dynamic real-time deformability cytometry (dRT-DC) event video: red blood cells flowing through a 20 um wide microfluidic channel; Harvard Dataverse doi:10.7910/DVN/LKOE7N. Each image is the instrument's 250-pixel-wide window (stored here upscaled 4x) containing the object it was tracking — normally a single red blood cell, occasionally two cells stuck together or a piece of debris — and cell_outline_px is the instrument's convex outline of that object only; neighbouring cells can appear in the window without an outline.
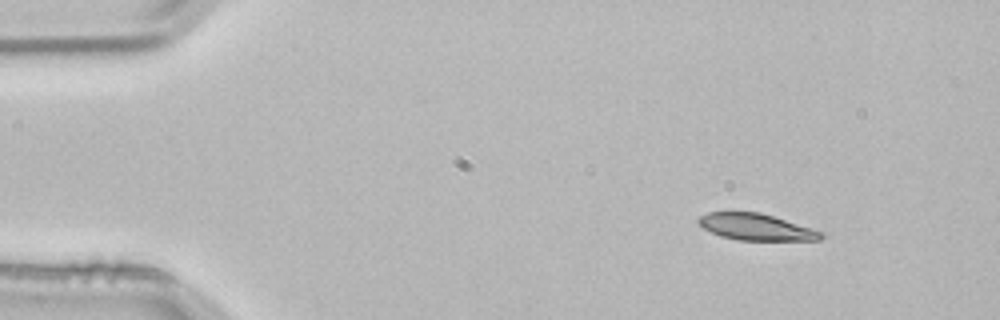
{"species": "common noctule bat (a hibernating species)", "species_latin": "Nyctalus noctula", "temperature_condition": "room temperature", "stored_images_in_passage": 3, "camera_frame_rate_fps": 3000, "um_per_image_px": 0.085, "animal": {"sex": "male", "body_mass_g": 21.5, "forearm_length_mm": 52.0}, "frame": {"image": 1, "passage_image": 1, "time_ms": 0.0, "image_size_px": [1000, 320], "cell_outline_px": [[824, 236], [820, 240], [740, 240], [720, 236], [704, 228], [696, 220], [700, 216], [708, 212], [760, 212], [820, 232]], "centroid_in_image_um": [64.19, 19.29], "position_along_channel_um": 20.8, "area_um2": 18.44}}
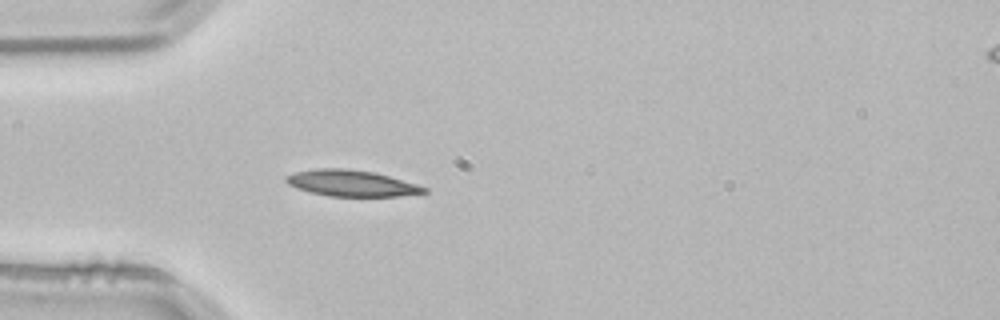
{"frame": {"image": 2, "passage_image": 3, "time_ms": 0.667, "image_size_px": [1000, 320], "cell_outline_px": [[428, 192], [400, 196], [328, 196], [296, 188], [288, 184], [284, 180], [284, 176], [296, 172], [316, 168], [348, 168], [376, 172], [416, 184], [428, 188]], "centroid_in_image_um": [29.86, 15.56], "position_along_channel_um": 55.1, "area_um2": 21.15}}